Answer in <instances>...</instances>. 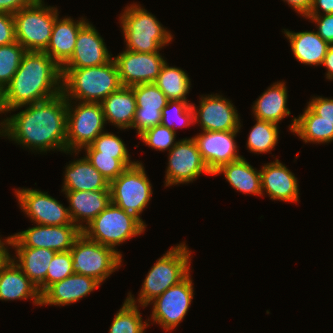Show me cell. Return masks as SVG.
<instances>
[{"instance_id": "obj_1", "label": "cell", "mask_w": 333, "mask_h": 333, "mask_svg": "<svg viewBox=\"0 0 333 333\" xmlns=\"http://www.w3.org/2000/svg\"><path fill=\"white\" fill-rule=\"evenodd\" d=\"M17 114L0 121V136L7 137L26 149L35 152H67V100L61 92L45 101L32 103Z\"/></svg>"}, {"instance_id": "obj_2", "label": "cell", "mask_w": 333, "mask_h": 333, "mask_svg": "<svg viewBox=\"0 0 333 333\" xmlns=\"http://www.w3.org/2000/svg\"><path fill=\"white\" fill-rule=\"evenodd\" d=\"M61 92V67L45 52L26 51L14 77L3 89L6 113L53 98Z\"/></svg>"}, {"instance_id": "obj_3", "label": "cell", "mask_w": 333, "mask_h": 333, "mask_svg": "<svg viewBox=\"0 0 333 333\" xmlns=\"http://www.w3.org/2000/svg\"><path fill=\"white\" fill-rule=\"evenodd\" d=\"M61 71L62 93L67 101L101 103L122 86L113 58L104 65Z\"/></svg>"}, {"instance_id": "obj_4", "label": "cell", "mask_w": 333, "mask_h": 333, "mask_svg": "<svg viewBox=\"0 0 333 333\" xmlns=\"http://www.w3.org/2000/svg\"><path fill=\"white\" fill-rule=\"evenodd\" d=\"M191 253L185 242L171 247L148 271L138 298L135 299L130 292L126 299L132 304L138 303L140 307H148V303L154 298L163 294L168 288L179 284L192 272L190 271Z\"/></svg>"}, {"instance_id": "obj_5", "label": "cell", "mask_w": 333, "mask_h": 333, "mask_svg": "<svg viewBox=\"0 0 333 333\" xmlns=\"http://www.w3.org/2000/svg\"><path fill=\"white\" fill-rule=\"evenodd\" d=\"M119 19L126 50L154 53L172 42L170 31L139 4L126 6Z\"/></svg>"}, {"instance_id": "obj_6", "label": "cell", "mask_w": 333, "mask_h": 333, "mask_svg": "<svg viewBox=\"0 0 333 333\" xmlns=\"http://www.w3.org/2000/svg\"><path fill=\"white\" fill-rule=\"evenodd\" d=\"M111 202L131 218L135 219L145 230V221L140 217L151 200L152 184L147 177L141 161L128 167L115 180L109 183Z\"/></svg>"}, {"instance_id": "obj_7", "label": "cell", "mask_w": 333, "mask_h": 333, "mask_svg": "<svg viewBox=\"0 0 333 333\" xmlns=\"http://www.w3.org/2000/svg\"><path fill=\"white\" fill-rule=\"evenodd\" d=\"M58 9L35 0L31 5L13 14L15 22V38L26 51L44 52L50 42Z\"/></svg>"}, {"instance_id": "obj_8", "label": "cell", "mask_w": 333, "mask_h": 333, "mask_svg": "<svg viewBox=\"0 0 333 333\" xmlns=\"http://www.w3.org/2000/svg\"><path fill=\"white\" fill-rule=\"evenodd\" d=\"M105 124L101 103L67 101L66 154L78 155L104 132Z\"/></svg>"}, {"instance_id": "obj_9", "label": "cell", "mask_w": 333, "mask_h": 333, "mask_svg": "<svg viewBox=\"0 0 333 333\" xmlns=\"http://www.w3.org/2000/svg\"><path fill=\"white\" fill-rule=\"evenodd\" d=\"M145 229L112 202L96 216L82 233L90 240L116 250V246L140 236Z\"/></svg>"}, {"instance_id": "obj_10", "label": "cell", "mask_w": 333, "mask_h": 333, "mask_svg": "<svg viewBox=\"0 0 333 333\" xmlns=\"http://www.w3.org/2000/svg\"><path fill=\"white\" fill-rule=\"evenodd\" d=\"M74 273L94 278L100 284L121 267L122 256L114 249L88 239L83 233L70 249Z\"/></svg>"}, {"instance_id": "obj_11", "label": "cell", "mask_w": 333, "mask_h": 333, "mask_svg": "<svg viewBox=\"0 0 333 333\" xmlns=\"http://www.w3.org/2000/svg\"><path fill=\"white\" fill-rule=\"evenodd\" d=\"M194 297V286L189 274L179 284L168 288L154 298L151 321L160 325L166 332L174 330L187 315Z\"/></svg>"}, {"instance_id": "obj_12", "label": "cell", "mask_w": 333, "mask_h": 333, "mask_svg": "<svg viewBox=\"0 0 333 333\" xmlns=\"http://www.w3.org/2000/svg\"><path fill=\"white\" fill-rule=\"evenodd\" d=\"M165 186L187 184L200 175H213L204 162L194 139L183 138L168 152Z\"/></svg>"}, {"instance_id": "obj_13", "label": "cell", "mask_w": 333, "mask_h": 333, "mask_svg": "<svg viewBox=\"0 0 333 333\" xmlns=\"http://www.w3.org/2000/svg\"><path fill=\"white\" fill-rule=\"evenodd\" d=\"M82 231L75 224L40 225L10 235V246L69 251Z\"/></svg>"}, {"instance_id": "obj_14", "label": "cell", "mask_w": 333, "mask_h": 333, "mask_svg": "<svg viewBox=\"0 0 333 333\" xmlns=\"http://www.w3.org/2000/svg\"><path fill=\"white\" fill-rule=\"evenodd\" d=\"M15 196L22 212L40 225L72 224L68 207L53 198L48 192L37 189L17 188Z\"/></svg>"}, {"instance_id": "obj_15", "label": "cell", "mask_w": 333, "mask_h": 333, "mask_svg": "<svg viewBox=\"0 0 333 333\" xmlns=\"http://www.w3.org/2000/svg\"><path fill=\"white\" fill-rule=\"evenodd\" d=\"M200 99L198 107L193 103L191 106L194 124H200L202 131L240 130V116L229 99L218 94L201 95Z\"/></svg>"}, {"instance_id": "obj_16", "label": "cell", "mask_w": 333, "mask_h": 333, "mask_svg": "<svg viewBox=\"0 0 333 333\" xmlns=\"http://www.w3.org/2000/svg\"><path fill=\"white\" fill-rule=\"evenodd\" d=\"M113 59L121 85L128 87L154 83L166 62L160 52L138 53L126 49Z\"/></svg>"}, {"instance_id": "obj_17", "label": "cell", "mask_w": 333, "mask_h": 333, "mask_svg": "<svg viewBox=\"0 0 333 333\" xmlns=\"http://www.w3.org/2000/svg\"><path fill=\"white\" fill-rule=\"evenodd\" d=\"M238 132L240 131H202L192 137L212 174L221 166L243 157L238 154L235 142Z\"/></svg>"}, {"instance_id": "obj_18", "label": "cell", "mask_w": 333, "mask_h": 333, "mask_svg": "<svg viewBox=\"0 0 333 333\" xmlns=\"http://www.w3.org/2000/svg\"><path fill=\"white\" fill-rule=\"evenodd\" d=\"M104 39L87 21L79 30L74 53L61 68H85L108 63L112 59Z\"/></svg>"}, {"instance_id": "obj_19", "label": "cell", "mask_w": 333, "mask_h": 333, "mask_svg": "<svg viewBox=\"0 0 333 333\" xmlns=\"http://www.w3.org/2000/svg\"><path fill=\"white\" fill-rule=\"evenodd\" d=\"M131 87L137 105L131 128H135L139 136L147 129L161 124V111L168 99L155 83L137 84Z\"/></svg>"}, {"instance_id": "obj_20", "label": "cell", "mask_w": 333, "mask_h": 333, "mask_svg": "<svg viewBox=\"0 0 333 333\" xmlns=\"http://www.w3.org/2000/svg\"><path fill=\"white\" fill-rule=\"evenodd\" d=\"M262 196L271 200L294 203L299 201V184L295 175L277 158L260 169ZM265 192V193H264Z\"/></svg>"}, {"instance_id": "obj_21", "label": "cell", "mask_w": 333, "mask_h": 333, "mask_svg": "<svg viewBox=\"0 0 333 333\" xmlns=\"http://www.w3.org/2000/svg\"><path fill=\"white\" fill-rule=\"evenodd\" d=\"M101 284L94 278L74 273L50 285L41 294V305L66 306L90 295Z\"/></svg>"}, {"instance_id": "obj_22", "label": "cell", "mask_w": 333, "mask_h": 333, "mask_svg": "<svg viewBox=\"0 0 333 333\" xmlns=\"http://www.w3.org/2000/svg\"><path fill=\"white\" fill-rule=\"evenodd\" d=\"M61 192L69 202L68 211L73 224L81 231L111 203L109 189Z\"/></svg>"}, {"instance_id": "obj_23", "label": "cell", "mask_w": 333, "mask_h": 333, "mask_svg": "<svg viewBox=\"0 0 333 333\" xmlns=\"http://www.w3.org/2000/svg\"><path fill=\"white\" fill-rule=\"evenodd\" d=\"M84 17L75 21L71 17L60 19L59 16L53 24L50 42L44 51L60 67L73 55L80 28L88 21Z\"/></svg>"}, {"instance_id": "obj_24", "label": "cell", "mask_w": 333, "mask_h": 333, "mask_svg": "<svg viewBox=\"0 0 333 333\" xmlns=\"http://www.w3.org/2000/svg\"><path fill=\"white\" fill-rule=\"evenodd\" d=\"M31 299L41 306V294L23 271L9 258L0 268V300Z\"/></svg>"}, {"instance_id": "obj_25", "label": "cell", "mask_w": 333, "mask_h": 333, "mask_svg": "<svg viewBox=\"0 0 333 333\" xmlns=\"http://www.w3.org/2000/svg\"><path fill=\"white\" fill-rule=\"evenodd\" d=\"M14 256L10 257L38 288L40 294L45 291V279L50 262L56 251L45 248L13 247Z\"/></svg>"}, {"instance_id": "obj_26", "label": "cell", "mask_w": 333, "mask_h": 333, "mask_svg": "<svg viewBox=\"0 0 333 333\" xmlns=\"http://www.w3.org/2000/svg\"><path fill=\"white\" fill-rule=\"evenodd\" d=\"M101 104L106 124L108 121L120 130L131 129L137 107L132 87L121 86L106 97Z\"/></svg>"}, {"instance_id": "obj_27", "label": "cell", "mask_w": 333, "mask_h": 333, "mask_svg": "<svg viewBox=\"0 0 333 333\" xmlns=\"http://www.w3.org/2000/svg\"><path fill=\"white\" fill-rule=\"evenodd\" d=\"M62 191H98L109 189V182L84 156L65 167Z\"/></svg>"}, {"instance_id": "obj_28", "label": "cell", "mask_w": 333, "mask_h": 333, "mask_svg": "<svg viewBox=\"0 0 333 333\" xmlns=\"http://www.w3.org/2000/svg\"><path fill=\"white\" fill-rule=\"evenodd\" d=\"M286 82H275L265 90L252 105L255 119L277 124L290 116L287 107L288 91Z\"/></svg>"}, {"instance_id": "obj_29", "label": "cell", "mask_w": 333, "mask_h": 333, "mask_svg": "<svg viewBox=\"0 0 333 333\" xmlns=\"http://www.w3.org/2000/svg\"><path fill=\"white\" fill-rule=\"evenodd\" d=\"M294 57L302 64L322 65L330 44L324 41L316 31L294 32L283 29Z\"/></svg>"}, {"instance_id": "obj_30", "label": "cell", "mask_w": 333, "mask_h": 333, "mask_svg": "<svg viewBox=\"0 0 333 333\" xmlns=\"http://www.w3.org/2000/svg\"><path fill=\"white\" fill-rule=\"evenodd\" d=\"M223 174L233 189L243 194L262 196L261 173L244 157L237 161L221 166L213 173L214 176Z\"/></svg>"}, {"instance_id": "obj_31", "label": "cell", "mask_w": 333, "mask_h": 333, "mask_svg": "<svg viewBox=\"0 0 333 333\" xmlns=\"http://www.w3.org/2000/svg\"><path fill=\"white\" fill-rule=\"evenodd\" d=\"M289 125L290 132L296 134L304 143H329L333 141V125L321 120L308 106L303 114L294 117Z\"/></svg>"}, {"instance_id": "obj_32", "label": "cell", "mask_w": 333, "mask_h": 333, "mask_svg": "<svg viewBox=\"0 0 333 333\" xmlns=\"http://www.w3.org/2000/svg\"><path fill=\"white\" fill-rule=\"evenodd\" d=\"M154 83L168 100L189 101L190 77L181 68L169 66L166 61Z\"/></svg>"}, {"instance_id": "obj_33", "label": "cell", "mask_w": 333, "mask_h": 333, "mask_svg": "<svg viewBox=\"0 0 333 333\" xmlns=\"http://www.w3.org/2000/svg\"><path fill=\"white\" fill-rule=\"evenodd\" d=\"M255 120L246 142L247 149L256 154L271 152L278 143L279 126L272 122Z\"/></svg>"}, {"instance_id": "obj_34", "label": "cell", "mask_w": 333, "mask_h": 333, "mask_svg": "<svg viewBox=\"0 0 333 333\" xmlns=\"http://www.w3.org/2000/svg\"><path fill=\"white\" fill-rule=\"evenodd\" d=\"M150 319L143 322L139 306L125 299L117 311L110 326L109 333H145Z\"/></svg>"}, {"instance_id": "obj_35", "label": "cell", "mask_w": 333, "mask_h": 333, "mask_svg": "<svg viewBox=\"0 0 333 333\" xmlns=\"http://www.w3.org/2000/svg\"><path fill=\"white\" fill-rule=\"evenodd\" d=\"M87 160L102 174L110 183L122 174L128 167L135 165L138 161L130 159H116L113 156L99 155L92 145L84 149Z\"/></svg>"}, {"instance_id": "obj_36", "label": "cell", "mask_w": 333, "mask_h": 333, "mask_svg": "<svg viewBox=\"0 0 333 333\" xmlns=\"http://www.w3.org/2000/svg\"><path fill=\"white\" fill-rule=\"evenodd\" d=\"M191 104L192 102L189 103V101L168 100L166 106L161 111V124L175 133V129L179 127L187 128L194 124V111Z\"/></svg>"}, {"instance_id": "obj_37", "label": "cell", "mask_w": 333, "mask_h": 333, "mask_svg": "<svg viewBox=\"0 0 333 333\" xmlns=\"http://www.w3.org/2000/svg\"><path fill=\"white\" fill-rule=\"evenodd\" d=\"M24 47L17 41L0 46V87L4 89L20 66Z\"/></svg>"}, {"instance_id": "obj_38", "label": "cell", "mask_w": 333, "mask_h": 333, "mask_svg": "<svg viewBox=\"0 0 333 333\" xmlns=\"http://www.w3.org/2000/svg\"><path fill=\"white\" fill-rule=\"evenodd\" d=\"M138 137L143 143L157 151H170L178 142L175 141L176 133L162 124L147 129Z\"/></svg>"}, {"instance_id": "obj_39", "label": "cell", "mask_w": 333, "mask_h": 333, "mask_svg": "<svg viewBox=\"0 0 333 333\" xmlns=\"http://www.w3.org/2000/svg\"><path fill=\"white\" fill-rule=\"evenodd\" d=\"M91 145L99 151V155L113 156L116 159H131L123 140L113 133L102 132Z\"/></svg>"}, {"instance_id": "obj_40", "label": "cell", "mask_w": 333, "mask_h": 333, "mask_svg": "<svg viewBox=\"0 0 333 333\" xmlns=\"http://www.w3.org/2000/svg\"><path fill=\"white\" fill-rule=\"evenodd\" d=\"M72 256L69 251L56 252L49 264L45 279V290L55 282L61 281L74 274L72 269Z\"/></svg>"}, {"instance_id": "obj_41", "label": "cell", "mask_w": 333, "mask_h": 333, "mask_svg": "<svg viewBox=\"0 0 333 333\" xmlns=\"http://www.w3.org/2000/svg\"><path fill=\"white\" fill-rule=\"evenodd\" d=\"M317 25L316 33L330 45H333V14L307 15L305 17Z\"/></svg>"}, {"instance_id": "obj_42", "label": "cell", "mask_w": 333, "mask_h": 333, "mask_svg": "<svg viewBox=\"0 0 333 333\" xmlns=\"http://www.w3.org/2000/svg\"><path fill=\"white\" fill-rule=\"evenodd\" d=\"M307 103V106L320 116L321 120L333 125V99L318 96L313 97Z\"/></svg>"}, {"instance_id": "obj_43", "label": "cell", "mask_w": 333, "mask_h": 333, "mask_svg": "<svg viewBox=\"0 0 333 333\" xmlns=\"http://www.w3.org/2000/svg\"><path fill=\"white\" fill-rule=\"evenodd\" d=\"M16 41L13 14L0 12V46Z\"/></svg>"}, {"instance_id": "obj_44", "label": "cell", "mask_w": 333, "mask_h": 333, "mask_svg": "<svg viewBox=\"0 0 333 333\" xmlns=\"http://www.w3.org/2000/svg\"><path fill=\"white\" fill-rule=\"evenodd\" d=\"M35 0H0V12L15 14L20 9L31 5Z\"/></svg>"}, {"instance_id": "obj_45", "label": "cell", "mask_w": 333, "mask_h": 333, "mask_svg": "<svg viewBox=\"0 0 333 333\" xmlns=\"http://www.w3.org/2000/svg\"><path fill=\"white\" fill-rule=\"evenodd\" d=\"M333 14V0H313L311 10L308 15Z\"/></svg>"}, {"instance_id": "obj_46", "label": "cell", "mask_w": 333, "mask_h": 333, "mask_svg": "<svg viewBox=\"0 0 333 333\" xmlns=\"http://www.w3.org/2000/svg\"><path fill=\"white\" fill-rule=\"evenodd\" d=\"M288 3V5L293 8L295 12L300 14L304 18L309 14L313 0H283Z\"/></svg>"}, {"instance_id": "obj_47", "label": "cell", "mask_w": 333, "mask_h": 333, "mask_svg": "<svg viewBox=\"0 0 333 333\" xmlns=\"http://www.w3.org/2000/svg\"><path fill=\"white\" fill-rule=\"evenodd\" d=\"M322 65L327 69L326 79L333 80V45L329 46Z\"/></svg>"}, {"instance_id": "obj_48", "label": "cell", "mask_w": 333, "mask_h": 333, "mask_svg": "<svg viewBox=\"0 0 333 333\" xmlns=\"http://www.w3.org/2000/svg\"><path fill=\"white\" fill-rule=\"evenodd\" d=\"M0 238V268L8 261V259L12 256L8 252V246H10V236L6 239ZM7 245V246H6Z\"/></svg>"}, {"instance_id": "obj_49", "label": "cell", "mask_w": 333, "mask_h": 333, "mask_svg": "<svg viewBox=\"0 0 333 333\" xmlns=\"http://www.w3.org/2000/svg\"><path fill=\"white\" fill-rule=\"evenodd\" d=\"M6 109L4 106V99H3V89L0 87V114L5 113ZM1 128V124H0Z\"/></svg>"}]
</instances>
